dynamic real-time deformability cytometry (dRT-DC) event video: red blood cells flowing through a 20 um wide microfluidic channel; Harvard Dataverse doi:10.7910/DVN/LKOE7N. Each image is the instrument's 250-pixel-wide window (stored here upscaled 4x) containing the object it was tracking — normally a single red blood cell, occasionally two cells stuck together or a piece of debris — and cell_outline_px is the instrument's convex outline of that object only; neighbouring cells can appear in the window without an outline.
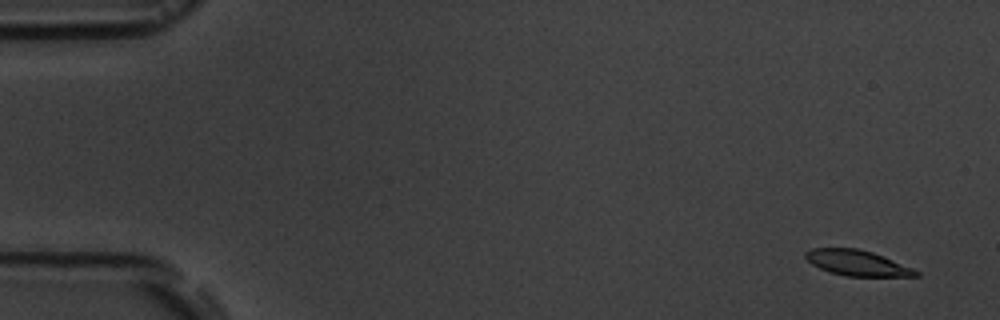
{"species": "common noctule bat (a hibernating species)", "species_latin": "Nyctalus noctula", "temperature_condition": "room temperature", "stored_images_in_passage": 5, "camera_frame_rate_fps": 3000, "um_per_image_px": 0.085, "animal": {"sex": "male", "body_mass_g": 19.5, "forearm_length_mm": 54.6}, "frame": {"image": 1, "passage_image": 1, "time_ms": 0.0, "image_size_px": [1000, 320], "cell_outline_px": [[920, 276], [844, 276], [828, 272], [812, 264], [804, 256], [804, 252], [812, 248], [856, 248], [872, 252], [884, 256], [912, 268], [920, 272]], "centroid_in_image_um": [72.84, 22.35], "position_along_channel_um": 12.2, "area_um2": 16.42}}
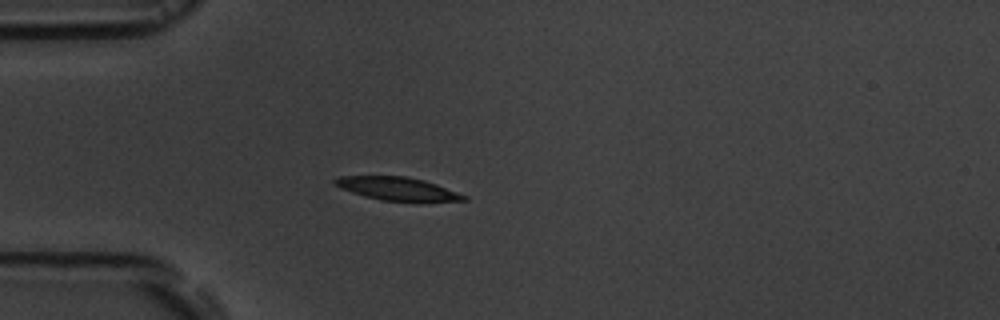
{"frame": {"image": 2, "passage_image": 5, "time_ms": 4.333, "image_size_px": [1000, 320], "cell_outline_px": [[468, 200], [420, 204], [416, 204], [380, 200], [364, 196], [340, 188], [332, 184], [332, 180], [340, 176], [404, 176], [424, 180], [436, 184], [468, 196]], "centroid_in_image_um": [33.85, 16.09], "position_along_channel_um": 51.1, "area_um2": 18.32}}